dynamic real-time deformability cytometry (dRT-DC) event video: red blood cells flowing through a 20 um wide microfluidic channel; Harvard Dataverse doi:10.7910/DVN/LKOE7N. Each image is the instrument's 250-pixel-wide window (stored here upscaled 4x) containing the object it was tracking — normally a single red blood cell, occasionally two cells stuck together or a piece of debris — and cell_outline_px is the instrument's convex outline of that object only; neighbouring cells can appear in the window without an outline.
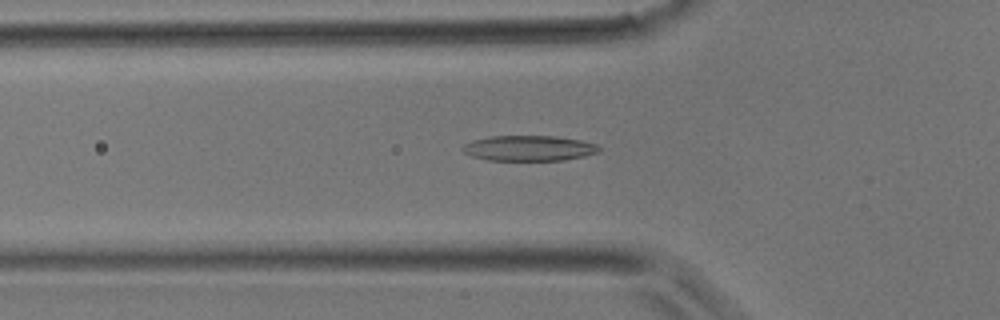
{"species": "common noctule bat (a hibernating species)", "species_latin": "Nyctalus noctula", "temperature_condition": "room temperature", "stored_images_in_passage": 31, "camera_frame_rate_fps": 3000, "um_per_image_px": 0.085, "animal": {"sex": "male", "body_mass_g": 17.9}, "frame": {"image": 1, "passage_image": 7, "time_ms": 2.0, "image_size_px": [1000, 320], "cell_outline_px": [[600, 152], [584, 156], [564, 160], [488, 160], [472, 156], [464, 152], [460, 148], [464, 144], [472, 140], [488, 136], [556, 136], [580, 140], [596, 144], [600, 148]], "centroid_in_image_um": [44.94, 12.59], "position_along_channel_um": 80.9, "area_um2": 20.23}}
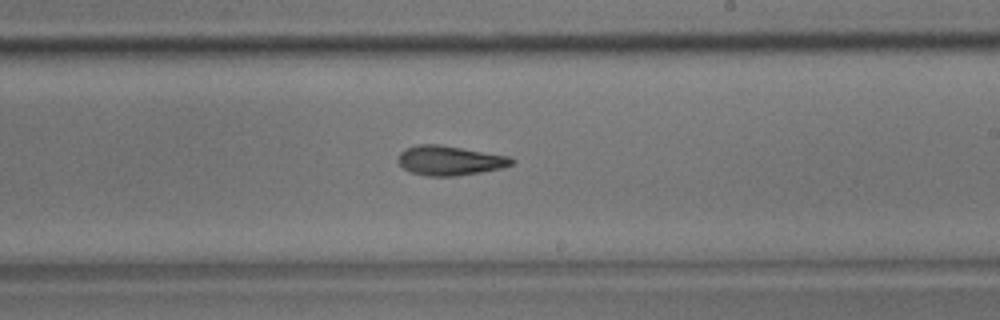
{"frame": {"image": 2, "passage_image": 17, "time_ms": 5.333, "image_size_px": [1000, 320], "cell_outline_px": [[516, 160], [512, 164], [504, 168], [456, 176], [428, 176], [412, 172], [404, 168], [396, 160], [400, 152], [416, 144], [440, 144], [508, 156]], "centroid_in_image_um": [38.23, 13.64], "position_along_channel_um": 250.8, "area_um2": 19.54}}
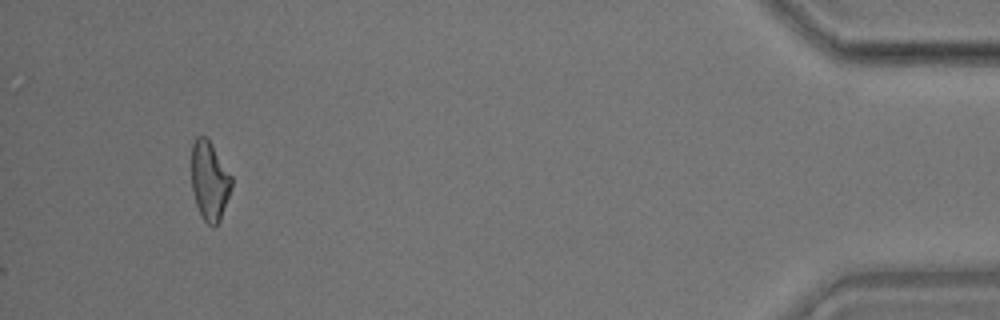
{"frame": {"image": 3, "passage_image": 31, "time_ms": 10.0, "image_size_px": [1000, 320], "cell_outline_px": [[232, 184], [220, 220], [212, 228], [200, 216], [192, 192], [192, 144], [196, 136], [204, 136], [208, 140], [232, 176]], "centroid_in_image_um": [17.79, 15.4], "position_along_channel_um": 417.4, "area_um2": 18.21}}